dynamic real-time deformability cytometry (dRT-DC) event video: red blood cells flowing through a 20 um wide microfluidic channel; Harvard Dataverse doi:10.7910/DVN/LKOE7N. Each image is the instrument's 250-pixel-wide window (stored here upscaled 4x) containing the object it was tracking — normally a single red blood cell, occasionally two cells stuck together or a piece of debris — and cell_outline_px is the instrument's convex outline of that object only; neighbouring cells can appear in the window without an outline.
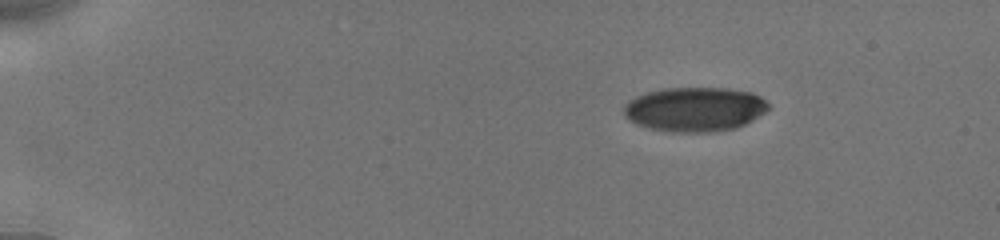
{"species": "human", "species_latin": "Homo sapiens", "temperature_condition": "cold", "stored_images_in_passage": 62, "camera_frame_rate_fps": 3000, "um_per_image_px": 0.085, "donor": {"sex": "male"}, "frame": {"image": 1, "passage_image": 1, "time_ms": 0.0, "image_size_px": [1000, 240], "cell_outline_px": [[768, 108], [764, 112], [752, 120], [736, 128], [708, 132], [672, 132], [648, 128], [636, 124], [624, 116], [624, 104], [628, 100], [636, 96], [648, 92], [664, 88], [728, 88], [752, 92], [760, 96], [768, 104]], "centroid_in_image_um": [59.03, 9.28], "position_along_channel_um": 26.0, "area_um2": 37.4}}
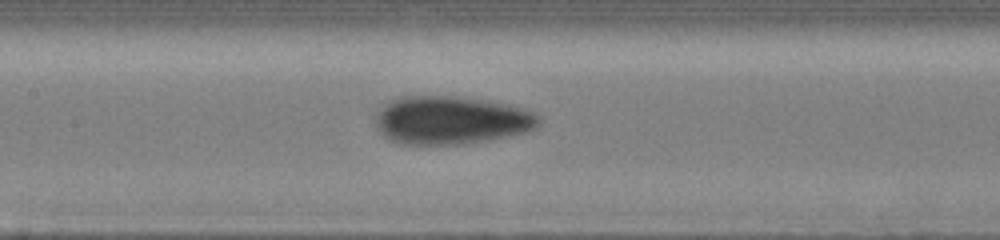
{"frame": {"image": 2, "passage_image": 26, "time_ms": 6.333, "image_size_px": [1000, 240], "cell_outline_px": [[540, 124], [536, 128], [528, 132], [508, 136], [460, 144], [400, 144], [384, 136], [376, 128], [376, 112], [388, 100], [400, 96], [452, 96], [508, 104], [524, 108], [536, 112], [540, 116]], "centroid_in_image_um": [38.34, 10.21], "position_along_channel_um": 169.1, "area_um2": 46.01}}
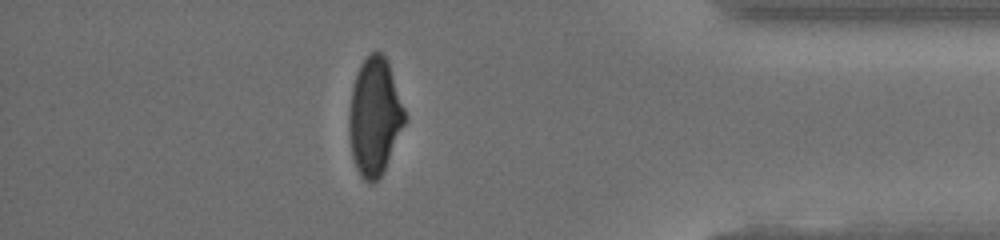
{"frame": {"image": 3, "passage_image": 53, "time_ms": 13.0, "image_size_px": [1000, 240], "cell_outline_px": [[408, 116], [384, 168], [380, 176], [372, 184], [364, 180], [360, 176], [356, 168], [352, 156], [348, 132], [348, 116], [352, 88], [360, 64], [372, 52], [380, 52], [388, 60]], "centroid_in_image_um": [31.84, 9.9], "position_along_channel_um": 403.4, "area_um2": 38.15}, "authors_computed_cell_mechanics": {"area_um2": 41.1825, "velocity_mm_per_s": 3.9195, "shape_relaxation_time_tau1_ms": 4.7432, "shape_relaxation_time_tau2_ms": 0.9918, "deformation_change_tau1": 0.1609, "deformation_change_tau2": 0.056}}